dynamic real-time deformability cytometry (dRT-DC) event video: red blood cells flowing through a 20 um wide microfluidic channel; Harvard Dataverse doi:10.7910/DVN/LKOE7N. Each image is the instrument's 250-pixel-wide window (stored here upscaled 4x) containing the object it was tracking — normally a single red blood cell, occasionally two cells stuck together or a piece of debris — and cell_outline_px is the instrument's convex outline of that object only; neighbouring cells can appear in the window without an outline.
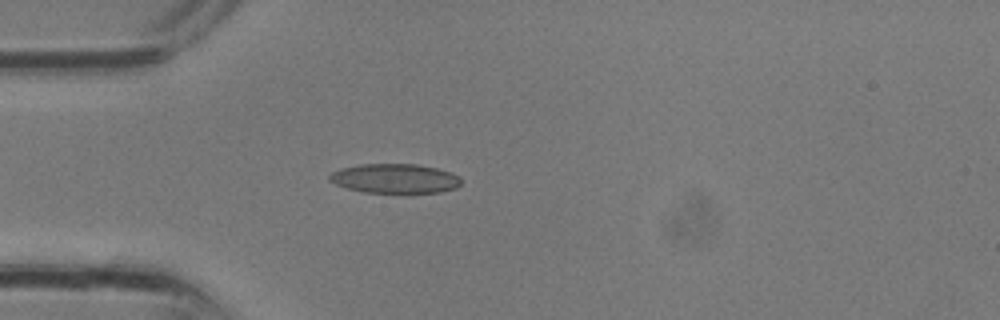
{"species": "common noctule bat (a hibernating species)", "species_latin": "Nyctalus noctula", "temperature_condition": "room temperature", "stored_images_in_passage": 22, "camera_frame_rate_fps": 3000, "um_per_image_px": 0.085, "animal": {"sex": "male", "body_mass_g": 13.3}, "frame": {"image": 1, "passage_image": 1, "time_ms": 0.0, "image_size_px": [1000, 320], "cell_outline_px": [[460, 184], [456, 188], [440, 192], [364, 192], [348, 188], [336, 184], [328, 180], [328, 176], [332, 172], [340, 168], [360, 164], [416, 164], [436, 168], [452, 172], [460, 176]], "centroid_in_image_um": [33.56, 15.16], "position_along_channel_um": 51.4, "area_um2": 22.48}}
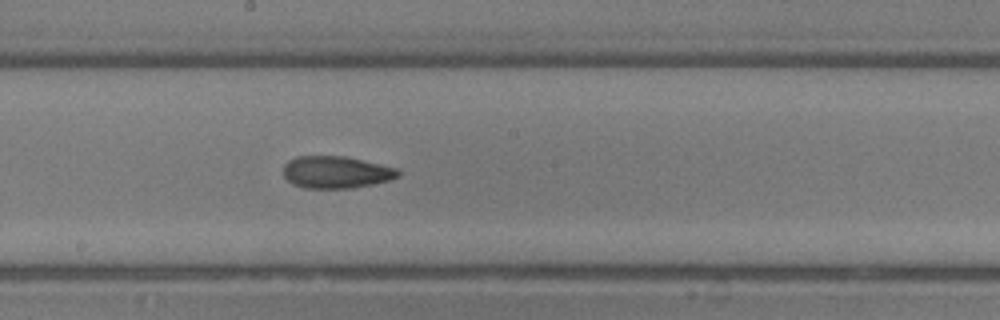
{"frame": {"image": 2, "passage_image": 9, "time_ms": 2.667, "image_size_px": [1000, 320], "cell_outline_px": [[400, 176], [388, 180], [372, 184], [352, 188], [304, 188], [292, 184], [284, 176], [284, 164], [288, 160], [296, 156], [344, 156], [400, 168]], "centroid_in_image_um": [28.58, 14.63], "position_along_channel_um": 219.6, "area_um2": 21.62}}
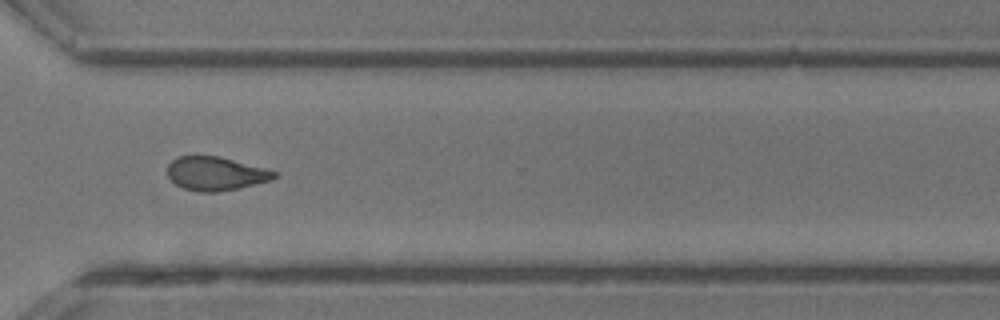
{"frame": {"image": 3, "passage_image": 15, "time_ms": 4.667, "image_size_px": [1000, 320], "cell_outline_px": [[276, 176], [272, 180], [236, 188], [216, 192], [200, 192], [184, 188], [176, 184], [168, 176], [168, 164], [172, 160], [180, 156], [220, 156], [264, 168], [276, 172]], "centroid_in_image_um": [18.31, 14.75], "position_along_channel_um": 352.3, "area_um2": 20.63}}